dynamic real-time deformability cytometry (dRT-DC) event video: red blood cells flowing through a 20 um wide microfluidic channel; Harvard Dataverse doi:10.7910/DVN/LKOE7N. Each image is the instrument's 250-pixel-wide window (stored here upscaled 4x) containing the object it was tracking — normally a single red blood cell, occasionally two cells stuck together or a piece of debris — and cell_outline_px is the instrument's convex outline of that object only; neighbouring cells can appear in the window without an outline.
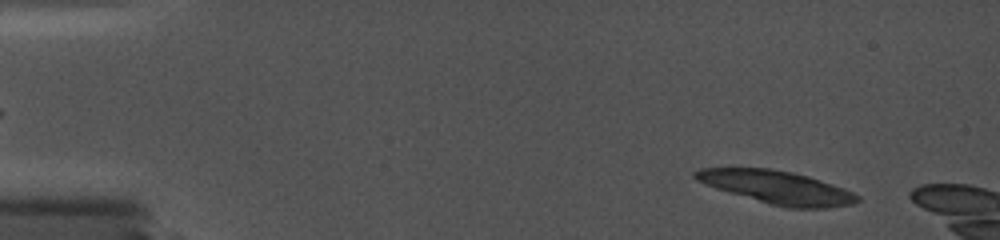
{"species": "common noctule bat (a hibernating species)", "species_latin": "Nyctalus noctula", "temperature_condition": "cold", "stored_images_in_passage": 5, "camera_frame_rate_fps": 5000, "um_per_image_px": 0.085, "animal": {"sex": "female", "body_mass_g": 19.0, "forearm_length_mm": 56.7}, "frame": {"image": 1, "passage_image": 3, "time_ms": 1.0, "image_size_px": [1000, 240], "cell_outline_px": [[860, 200], [852, 204], [828, 208], [788, 208], [772, 204], [728, 192], [704, 184], [696, 180], [692, 176], [692, 172], [700, 168], [768, 168], [792, 172], [808, 176], [844, 188], [860, 196]], "centroid_in_image_um": [66.03, 15.92], "position_along_channel_um": 19.0, "area_um2": 31.04}}